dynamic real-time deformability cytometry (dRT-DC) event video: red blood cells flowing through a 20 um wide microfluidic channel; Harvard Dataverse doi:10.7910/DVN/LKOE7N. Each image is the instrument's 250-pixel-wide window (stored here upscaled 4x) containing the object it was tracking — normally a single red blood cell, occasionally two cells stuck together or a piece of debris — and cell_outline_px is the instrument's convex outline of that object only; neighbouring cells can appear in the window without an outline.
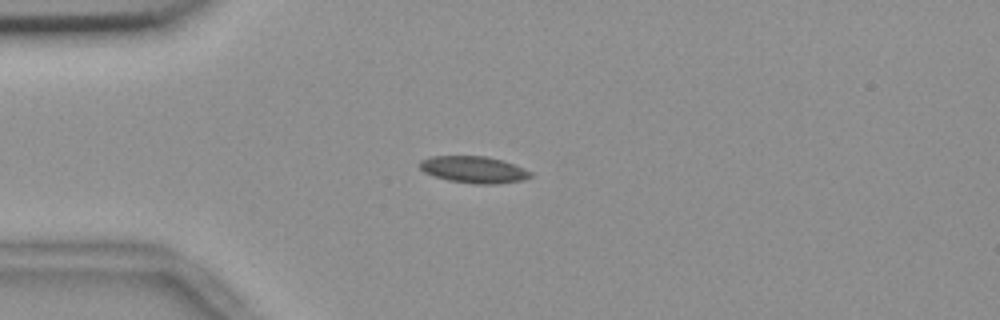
{"species": "common noctule bat (a hibernating species)", "species_latin": "Nyctalus noctula", "temperature_condition": "room temperature", "stored_images_in_passage": 7, "camera_frame_rate_fps": 3000, "um_per_image_px": 0.085, "animal": {"sex": "female", "body_mass_g": 18.4}, "frame": {"image": 1, "passage_image": 3, "time_ms": 0.667, "image_size_px": [1000, 320], "cell_outline_px": [[532, 176], [520, 180], [496, 184], [476, 184], [448, 180], [424, 172], [420, 168], [420, 160], [428, 156], [488, 156], [524, 168], [532, 172]], "centroid_in_image_um": [40.24, 14.41], "position_along_channel_um": 44.8, "area_um2": 17.11}}
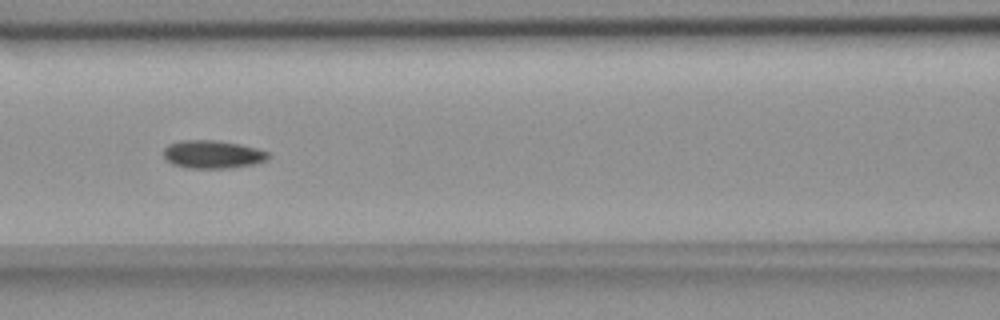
{"frame": {"image": 2, "passage_image": 6, "time_ms": 1.667, "image_size_px": [1000, 320], "cell_outline_px": [[272, 156], [268, 160], [256, 164], [228, 168], [188, 168], [172, 164], [164, 156], [164, 148], [168, 144], [180, 140], [216, 140], [240, 144], [256, 148], [268, 152]], "centroid_in_image_um": [18.11, 13.12], "position_along_channel_um": 148.5, "area_um2": 17.28}}
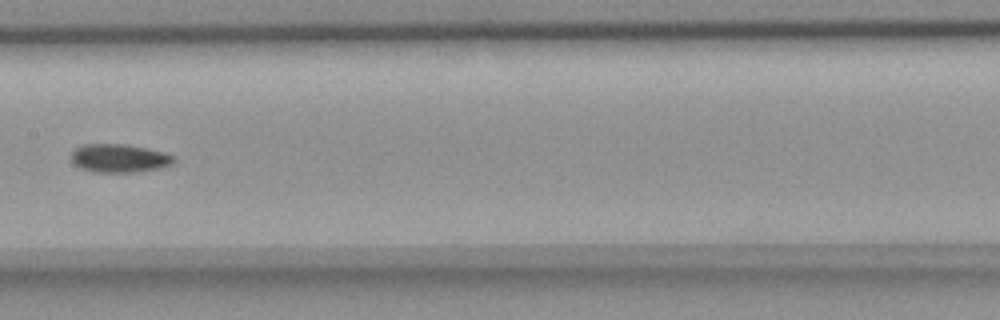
{"frame": {"image": 3, "passage_image": 7, "time_ms": 2.0, "image_size_px": [1000, 320], "cell_outline_px": [[176, 160], [172, 164], [160, 168], [132, 172], [92, 172], [80, 168], [72, 160], [72, 152], [76, 148], [84, 144], [124, 144], [164, 152], [176, 156]], "centroid_in_image_um": [10.16, 13.45], "position_along_channel_um": 197.2, "area_um2": 16.88}}